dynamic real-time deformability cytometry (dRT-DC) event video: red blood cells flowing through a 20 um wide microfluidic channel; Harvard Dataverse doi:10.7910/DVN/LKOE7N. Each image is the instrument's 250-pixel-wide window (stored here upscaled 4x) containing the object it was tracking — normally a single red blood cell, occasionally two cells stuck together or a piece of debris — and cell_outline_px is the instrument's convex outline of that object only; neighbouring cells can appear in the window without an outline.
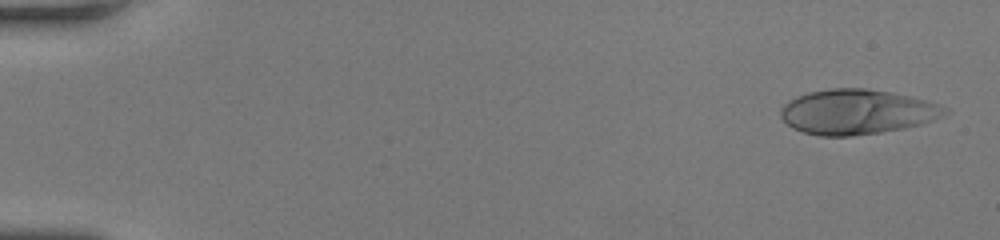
{"species": "human", "species_latin": "Homo sapiens", "temperature_condition": "room temperature", "stored_images_in_passage": 48, "camera_frame_rate_fps": 3000, "um_per_image_px": 0.085, "donor": {"sex": "female"}, "frame": {"image": 1, "passage_image": 1, "time_ms": 0.0, "image_size_px": [1000, 240], "cell_outline_px": [[952, 112], [932, 120], [920, 124], [904, 128], [880, 132], [852, 136], [820, 136], [804, 132], [792, 128], [780, 116], [780, 108], [788, 100], [796, 96], [808, 92], [832, 88], [864, 88], [892, 92], [928, 100], [948, 108]], "centroid_in_image_um": [72.85, 9.5], "position_along_channel_um": 12.2, "area_um2": 43.18}}
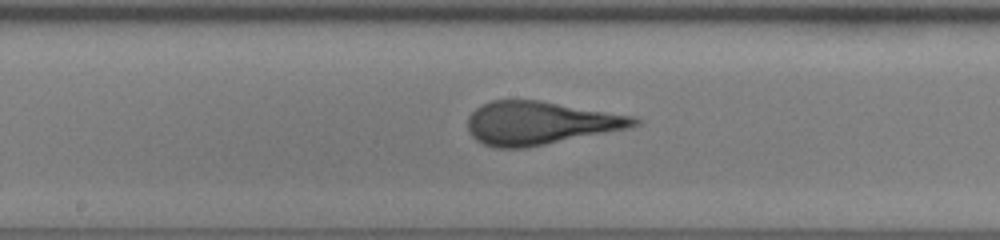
{"frame": {"image": 2, "passage_image": 26, "time_ms": 8.333, "image_size_px": [1000, 240], "cell_outline_px": [[640, 124], [628, 128], [524, 148], [492, 148], [476, 140], [468, 132], [468, 116], [480, 104], [492, 100], [540, 100], [632, 116], [640, 120]], "centroid_in_image_um": [45.84, 10.45], "position_along_channel_um": 202.4, "area_um2": 41.67}}
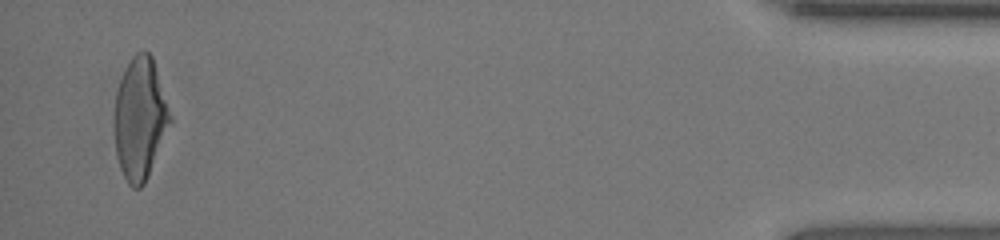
{"frame": {"image": 3, "passage_image": 47, "time_ms": 15.333, "image_size_px": [1000, 240], "cell_outline_px": [[172, 120], [148, 176], [144, 184], [140, 188], [132, 188], [128, 184], [120, 168], [116, 156], [112, 124], [112, 116], [116, 92], [120, 80], [132, 56], [136, 52], [144, 48], [152, 56]], "centroid_in_image_um": [11.85, 10.09], "position_along_channel_um": 423.4, "area_um2": 39.82}, "authors_computed_cell_mechanics": {"area_um2": 41.6738, "velocity_mm_per_s": 4.2408, "shape_relaxation_time_tau1_ms": 3.7663, "shape_relaxation_time_tau2_ms": null, "deformation_change_tau1": 0.2063, "deformation_change_tau2": null}}